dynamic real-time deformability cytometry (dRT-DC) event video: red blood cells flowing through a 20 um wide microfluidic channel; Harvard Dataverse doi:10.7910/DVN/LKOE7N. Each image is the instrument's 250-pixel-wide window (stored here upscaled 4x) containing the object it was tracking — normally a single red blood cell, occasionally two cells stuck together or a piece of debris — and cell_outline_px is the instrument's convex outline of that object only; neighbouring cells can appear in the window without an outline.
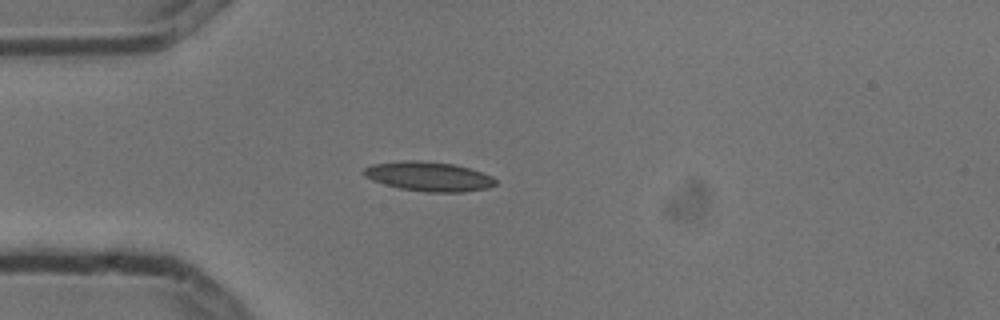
{"species": "common noctule bat (a hibernating species)", "species_latin": "Nyctalus noctula", "temperature_condition": "cold", "stored_images_in_passage": 4, "camera_frame_rate_fps": 3000, "um_per_image_px": 0.085, "animal": {"sex": "male", "body_mass_g": 13.3}, "frame": {"image": 1, "passage_image": 3, "time_ms": 0.667, "image_size_px": [1000, 320], "cell_outline_px": [[496, 184], [488, 188], [464, 192], [428, 192], [400, 188], [384, 184], [372, 180], [364, 176], [360, 172], [364, 168], [372, 164], [404, 160], [416, 160], [452, 164], [468, 168], [492, 176], [496, 180]], "centroid_in_image_um": [36.4, 15.0], "position_along_channel_um": 48.6, "area_um2": 22.54}}